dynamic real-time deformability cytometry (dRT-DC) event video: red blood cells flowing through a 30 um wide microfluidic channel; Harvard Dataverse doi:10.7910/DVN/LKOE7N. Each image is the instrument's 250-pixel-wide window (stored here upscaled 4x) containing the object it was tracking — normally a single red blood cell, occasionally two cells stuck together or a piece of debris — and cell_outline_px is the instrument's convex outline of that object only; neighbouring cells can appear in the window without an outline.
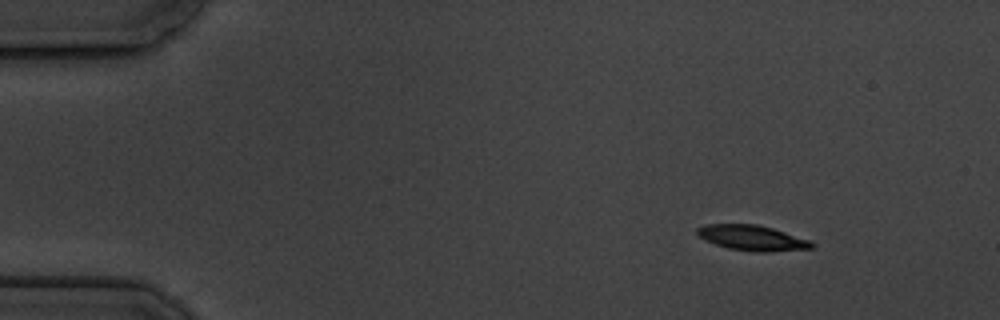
{"species": "common noctule bat (a hibernating species)", "species_latin": "Nyctalus noctula", "temperature_condition": "cold", "stored_images_in_passage": 5, "camera_frame_rate_fps": 3000, "um_per_image_px": 0.085, "animal": {"sex": "male", "body_mass_g": 19.5, "forearm_length_mm": 54.6}, "frame": {"image": 1, "passage_image": 1, "time_ms": 0.0, "image_size_px": [1000, 320], "cell_outline_px": [[816, 244], [812, 248], [764, 252], [752, 252], [728, 248], [704, 240], [696, 232], [696, 228], [708, 224], [756, 224], [772, 228], [812, 240]], "centroid_in_image_um": [63.96, 20.22], "position_along_channel_um": 21.0, "area_um2": 16.94}}
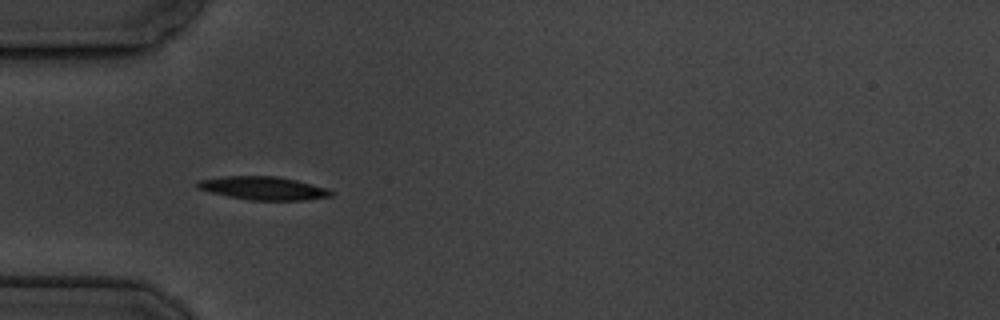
{"frame": {"image": 2, "passage_image": 4, "time_ms": 3.667, "image_size_px": [1000, 320], "cell_outline_px": [[336, 192], [332, 196], [304, 200], [252, 200], [228, 196], [196, 188], [196, 180], [224, 176], [276, 176], [296, 180], [328, 188]], "centroid_in_image_um": [22.4, 15.99], "position_along_channel_um": 62.6, "area_um2": 18.15}}